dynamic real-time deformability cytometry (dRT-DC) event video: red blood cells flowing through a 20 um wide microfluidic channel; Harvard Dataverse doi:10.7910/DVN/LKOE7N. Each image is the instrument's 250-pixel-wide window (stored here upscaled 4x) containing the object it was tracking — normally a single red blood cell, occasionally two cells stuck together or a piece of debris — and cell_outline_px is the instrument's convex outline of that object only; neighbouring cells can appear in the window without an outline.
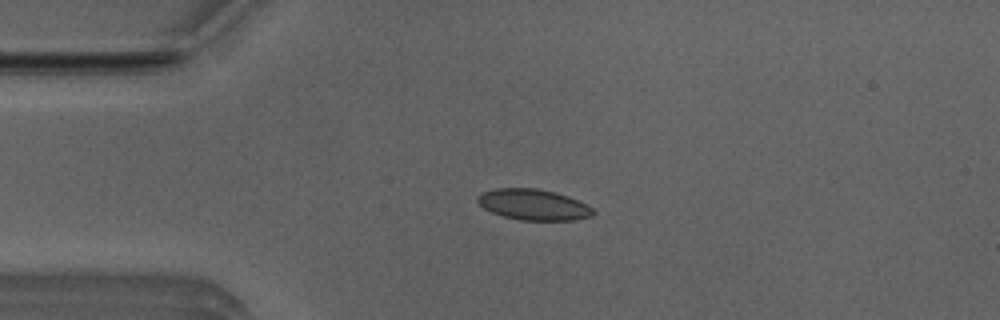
{"species": "Egyptian fruit bat (a non-hibernating species)", "species_latin": "Rousettus aegyptiacus", "temperature_condition": "room temperature", "stored_images_in_passage": 7, "camera_frame_rate_fps": 3000, "um_per_image_px": 0.085, "animal": {"sex": "male"}, "frame": {"image": 1, "passage_image": 3, "time_ms": 0.667, "image_size_px": [1000, 320], "cell_outline_px": [[596, 212], [592, 216], [576, 220], [520, 220], [504, 216], [492, 212], [484, 208], [476, 200], [476, 196], [480, 192], [496, 188], [536, 188], [568, 196], [588, 204]], "centroid_in_image_um": [45.34, 17.39], "position_along_channel_um": 39.7, "area_um2": 20.87}}
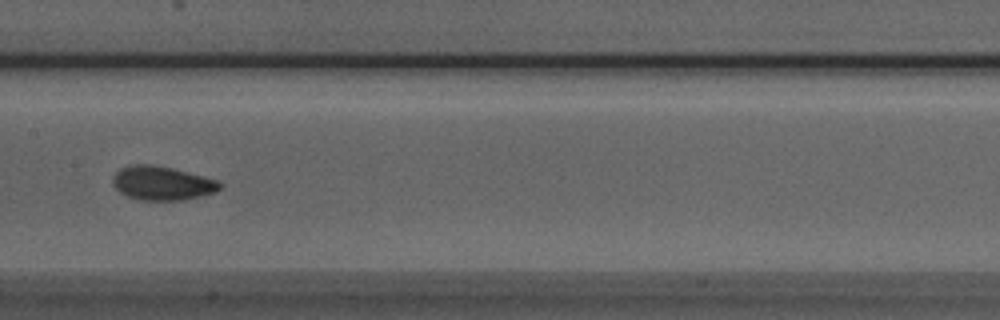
{"frame": {"image": 2, "passage_image": 7, "time_ms": 2.0, "image_size_px": [1000, 320], "cell_outline_px": [[224, 184], [216, 192], [184, 200], [136, 200], [120, 192], [112, 184], [112, 176], [120, 168], [132, 164], [152, 164], [172, 168], [220, 180]], "centroid_in_image_um": [13.79, 15.57], "position_along_channel_um": 193.6, "area_um2": 21.44}}